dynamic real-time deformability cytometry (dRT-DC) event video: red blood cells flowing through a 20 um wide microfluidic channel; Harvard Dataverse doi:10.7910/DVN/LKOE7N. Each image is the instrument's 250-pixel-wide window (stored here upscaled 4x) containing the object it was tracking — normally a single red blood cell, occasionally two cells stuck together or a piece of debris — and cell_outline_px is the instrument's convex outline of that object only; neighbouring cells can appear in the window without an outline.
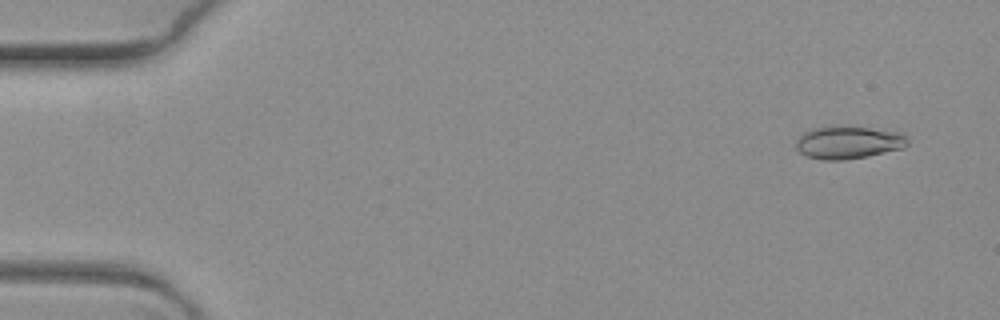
{"species": "common noctule bat (a hibernating species)", "species_latin": "Nyctalus noctula", "temperature_condition": "warm", "stored_images_in_passage": 4, "camera_frame_rate_fps": 3000, "um_per_image_px": 0.085, "animal": {"sex": "female", "body_mass_g": 19.3, "forearm_length_mm": 54.1}, "frame": {"image": 1, "passage_image": 2, "time_ms": 0.333, "image_size_px": [1000, 320], "cell_outline_px": [[908, 144], [904, 148], [868, 156], [844, 160], [824, 160], [808, 156], [800, 152], [796, 148], [796, 140], [804, 132], [812, 128], [868, 128], [904, 132], [908, 140]], "centroid_in_image_um": [72.16, 12.13], "position_along_channel_um": 12.8, "area_um2": 20.87}}